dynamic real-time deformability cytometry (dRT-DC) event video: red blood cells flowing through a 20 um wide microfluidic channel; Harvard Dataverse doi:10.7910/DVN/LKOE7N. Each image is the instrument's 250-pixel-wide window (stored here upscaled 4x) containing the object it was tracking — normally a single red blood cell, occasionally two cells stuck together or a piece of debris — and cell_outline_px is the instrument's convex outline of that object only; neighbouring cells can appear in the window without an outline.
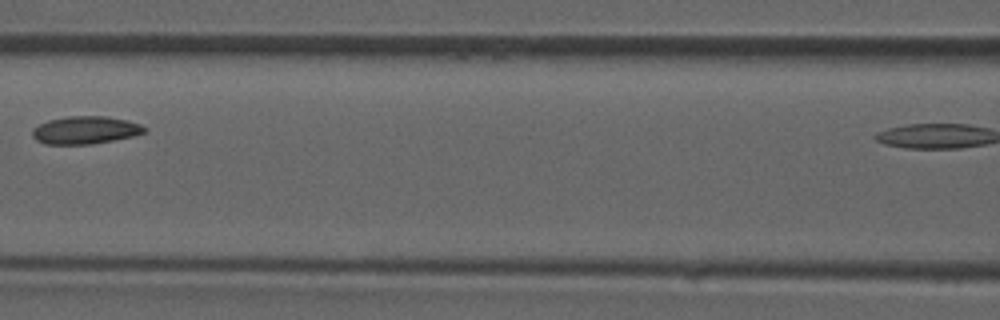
{"species": "common noctule bat (a hibernating species)", "species_latin": "Nyctalus noctula", "temperature_condition": "room temperature", "stored_images_in_passage": 6, "camera_frame_rate_fps": 3000, "um_per_image_px": 0.085, "animal": {"sex": "male", "forearm_length_mm": 52.5}, "frame": {"image": 1, "passage_image": 5, "time_ms": 1.333, "image_size_px": [1000, 320], "cell_outline_px": [[148, 128], [144, 132], [132, 136], [92, 144], [44, 144], [36, 140], [32, 136], [32, 128], [48, 120], [68, 116], [104, 116], [128, 120], [140, 124]], "centroid_in_image_um": [7.23, 11.05], "position_along_channel_um": 159.4, "area_um2": 18.09}}